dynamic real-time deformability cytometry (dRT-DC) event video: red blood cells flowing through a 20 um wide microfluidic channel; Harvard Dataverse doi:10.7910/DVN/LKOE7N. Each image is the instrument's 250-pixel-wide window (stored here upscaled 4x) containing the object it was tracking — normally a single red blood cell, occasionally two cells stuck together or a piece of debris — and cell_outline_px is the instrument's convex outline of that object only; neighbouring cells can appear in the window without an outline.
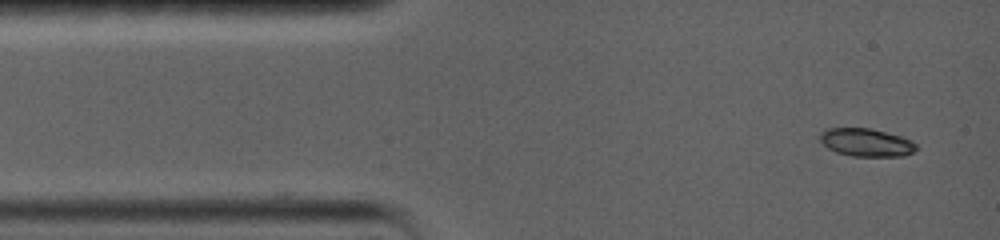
{"species": "common noctule bat (a hibernating species)", "species_latin": "Nyctalus noctula", "temperature_condition": "warm", "stored_images_in_passage": 5, "camera_frame_rate_fps": 5000, "um_per_image_px": 0.085, "animal": {"sex": "female", "body_mass_g": 19.0, "forearm_length_mm": 56.7}, "frame": {"image": 1, "passage_image": 1, "time_ms": 0.0, "image_size_px": [1000, 240], "cell_outline_px": [[916, 148], [912, 152], [904, 156], [852, 156], [836, 152], [828, 148], [820, 140], [820, 132], [828, 128], [868, 128], [900, 136], [912, 140], [916, 144]], "centroid_in_image_um": [73.62, 12.11], "position_along_channel_um": 11.4, "area_um2": 15.55}}
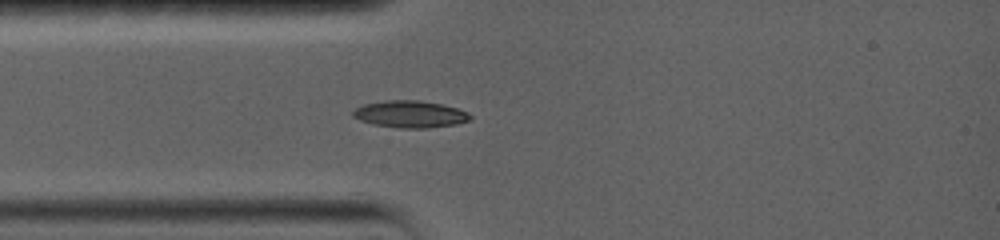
{"frame": {"image": 2, "passage_image": 5, "time_ms": 2.8, "image_size_px": [1000, 240], "cell_outline_px": [[472, 116], [468, 120], [456, 124], [424, 128], [400, 128], [372, 124], [360, 120], [352, 116], [352, 112], [356, 108], [364, 104], [384, 100], [420, 100], [440, 104], [456, 108], [468, 112]], "centroid_in_image_um": [34.83, 9.7], "position_along_channel_um": 50.2, "area_um2": 18.32}}